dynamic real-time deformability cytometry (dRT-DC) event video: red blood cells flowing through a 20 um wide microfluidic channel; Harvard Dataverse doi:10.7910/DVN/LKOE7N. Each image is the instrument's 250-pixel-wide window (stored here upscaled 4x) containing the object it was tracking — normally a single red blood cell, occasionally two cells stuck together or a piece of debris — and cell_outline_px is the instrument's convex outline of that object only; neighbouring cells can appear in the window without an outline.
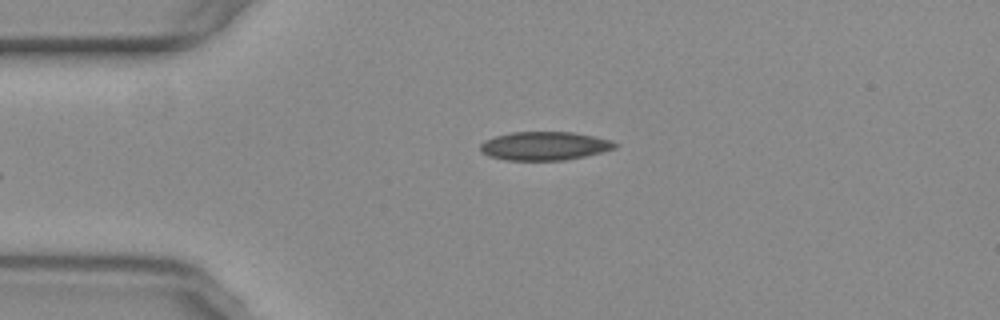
{"species": "common noctule bat (a hibernating species)", "species_latin": "Nyctalus noctula", "temperature_condition": "warm", "stored_images_in_passage": 39, "camera_frame_rate_fps": 3000, "um_per_image_px": 0.085, "animal": {"sex": "female", "body_mass_g": 29.2, "forearm_length_mm": 56.3}, "frame": {"image": 1, "passage_image": 1, "time_ms": 0.0, "image_size_px": [1000, 320], "cell_outline_px": [[620, 144], [616, 148], [584, 156], [564, 160], [504, 160], [488, 156], [480, 152], [480, 144], [484, 140], [496, 136], [512, 132], [572, 132], [612, 140]], "centroid_in_image_um": [46.26, 12.4], "position_along_channel_um": 38.7, "area_um2": 22.43}}
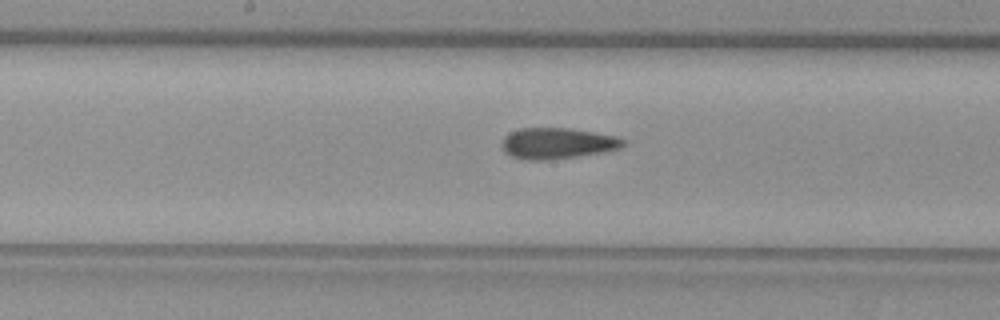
{"frame": {"image": 2, "passage_image": 16, "time_ms": 5.0, "image_size_px": [1000, 320], "cell_outline_px": [[628, 144], [620, 148], [604, 152], [548, 160], [524, 160], [512, 156], [504, 152], [500, 148], [500, 144], [504, 136], [520, 128], [568, 128], [616, 136], [624, 140]], "centroid_in_image_um": [47.34, 12.19], "position_along_channel_um": 200.9, "area_um2": 22.02}}
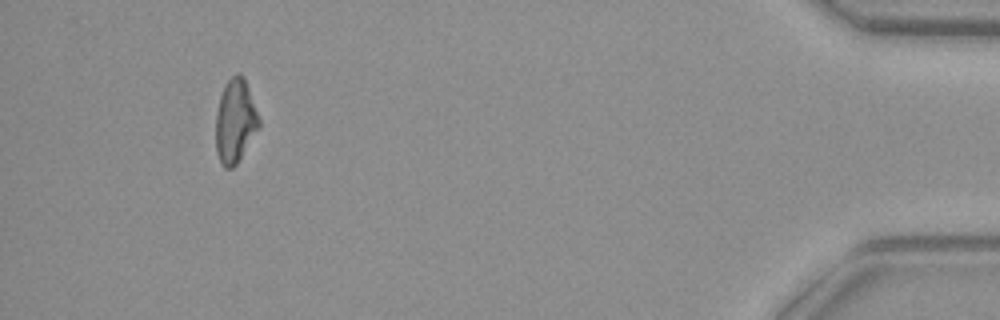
{"frame": {"image": 3, "passage_image": 39, "time_ms": 12.667, "image_size_px": [1000, 320], "cell_outline_px": [[260, 128], [236, 164], [232, 168], [224, 168], [220, 164], [216, 152], [216, 112], [220, 96], [224, 84], [236, 72], [244, 76], [260, 120]], "centroid_in_image_um": [19.99, 10.3], "position_along_channel_um": 415.2, "area_um2": 21.21}, "authors_computed_cell_mechanics": {"area_um2": 21.5594, "velocity_mm_per_s": 3.7809, "shape_relaxation_time_tau1_ms": null, "shape_relaxation_time_tau2_ms": 5.6877, "deformation_change_tau1": null, "deformation_change_tau2": 0.1356}}